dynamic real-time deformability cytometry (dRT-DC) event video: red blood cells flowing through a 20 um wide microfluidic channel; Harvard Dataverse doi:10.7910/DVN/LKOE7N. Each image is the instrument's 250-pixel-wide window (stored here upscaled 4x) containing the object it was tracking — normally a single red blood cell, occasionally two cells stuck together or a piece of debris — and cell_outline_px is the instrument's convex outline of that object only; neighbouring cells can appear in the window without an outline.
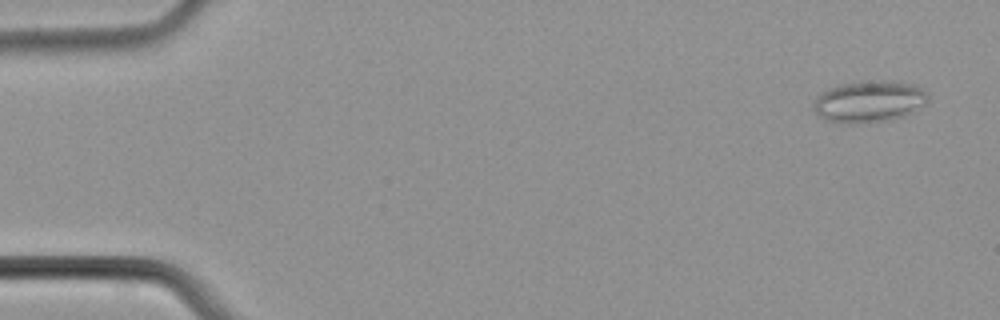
{"species": "common noctule bat (a hibernating species)", "species_latin": "Nyctalus noctula", "temperature_condition": "cold", "stored_images_in_passage": 50, "camera_frame_rate_fps": 3000, "um_per_image_px": 0.085, "animal": {"sex": "male", "body_mass_g": 21.5, "forearm_length_mm": 52.0}, "frame": {"image": 1, "passage_image": 3, "time_ms": 0.667, "image_size_px": [1000, 320], "cell_outline_px": [[928, 100], [924, 104], [912, 112], [904, 116], [888, 120], [852, 124], [836, 124], [824, 120], [812, 108], [812, 104], [816, 96], [820, 92], [828, 88], [840, 84], [860, 80], [880, 80], [912, 84], [920, 88], [928, 96]], "centroid_in_image_um": [73.78, 8.63], "position_along_channel_um": 11.2, "area_um2": 28.15}}
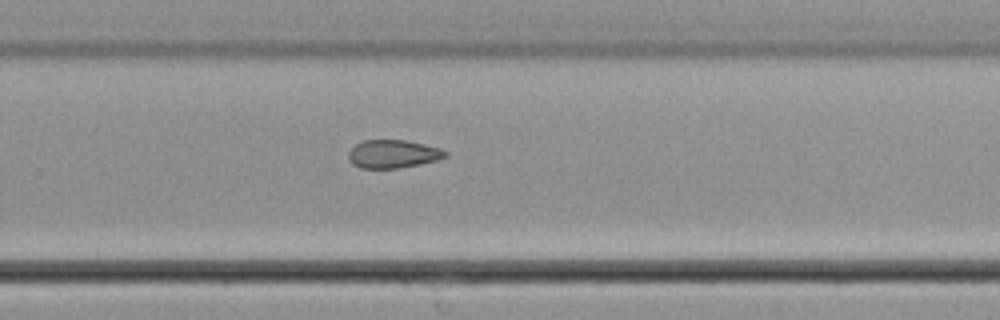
{"frame": {"image": 2, "passage_image": 33, "time_ms": 10.667, "image_size_px": [1000, 320], "cell_outline_px": [[448, 156], [436, 160], [420, 164], [400, 168], [360, 168], [352, 164], [348, 160], [348, 152], [356, 144], [364, 140], [404, 140], [440, 148], [448, 152]], "centroid_in_image_um": [33.39, 13.09], "position_along_channel_um": 296.4, "area_um2": 15.9}}
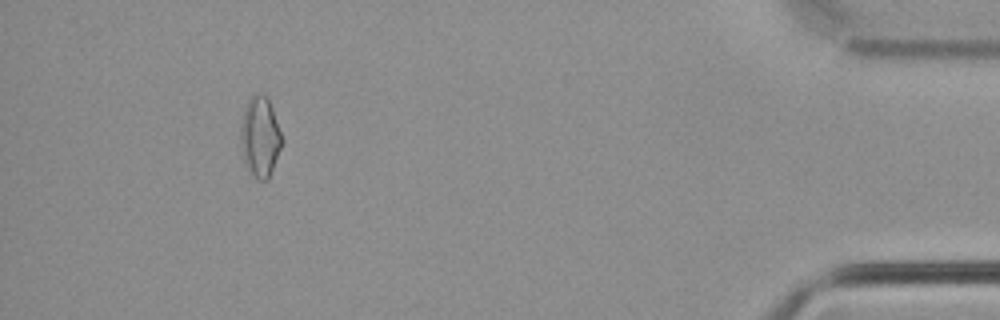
{"frame": {"image": 3, "passage_image": 46, "time_ms": 15.0, "image_size_px": [1000, 320], "cell_outline_px": [[284, 140], [268, 180], [256, 180], [244, 164], [240, 144], [240, 128], [244, 108], [252, 92], [268, 96]], "centroid_in_image_um": [22.1, 11.62], "position_along_channel_um": 413.1, "area_um2": 19.77}}